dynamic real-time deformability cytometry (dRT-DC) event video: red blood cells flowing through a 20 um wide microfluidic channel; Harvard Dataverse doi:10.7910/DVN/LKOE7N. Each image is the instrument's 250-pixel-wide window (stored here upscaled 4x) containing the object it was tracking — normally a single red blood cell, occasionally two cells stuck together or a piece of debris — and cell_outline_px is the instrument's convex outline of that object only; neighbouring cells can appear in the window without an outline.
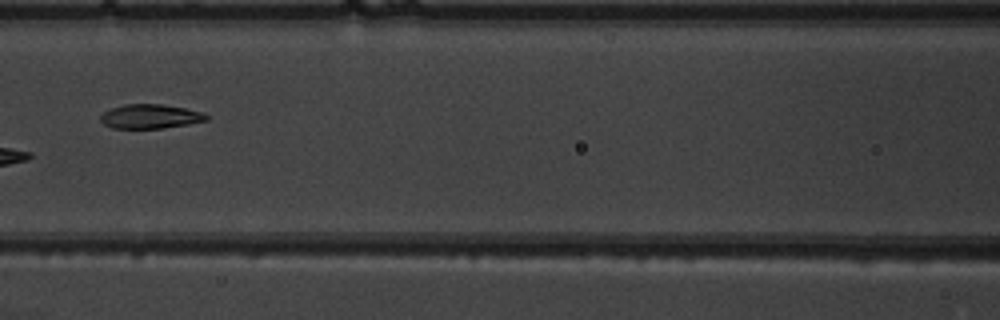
{"species": "common noctule bat (a hibernating species)", "species_latin": "Nyctalus noctula", "temperature_condition": "warm", "stored_images_in_passage": 7, "camera_frame_rate_fps": 3000, "um_per_image_px": 0.085, "animal": {"sex": "male", "body_mass_g": 19.5, "forearm_length_mm": 54.6}, "frame": {"image": 1, "passage_image": 6, "time_ms": 6.667, "image_size_px": [1000, 320], "cell_outline_px": [[208, 120], [188, 124], [160, 128], [112, 128], [104, 124], [100, 120], [100, 116], [104, 112], [112, 108], [124, 104], [160, 104], [184, 108], [204, 112], [208, 116]], "centroid_in_image_um": [12.77, 9.89], "position_along_channel_um": 153.8, "area_um2": 14.85}}
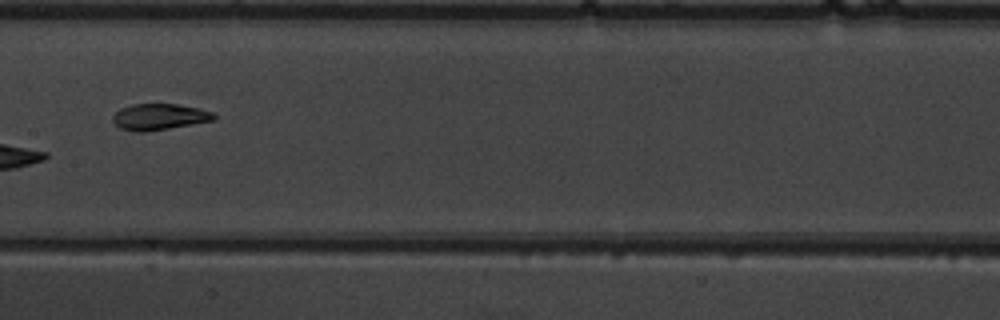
{"frame": {"image": 2, "passage_image": 7, "time_ms": 7.667, "image_size_px": [1000, 320], "cell_outline_px": [[216, 120], [144, 132], [132, 132], [120, 128], [112, 120], [112, 116], [120, 108], [132, 104], [176, 104], [200, 108], [212, 112], [216, 116]], "centroid_in_image_um": [13.53, 9.93], "position_along_channel_um": 193.9, "area_um2": 15.49}}